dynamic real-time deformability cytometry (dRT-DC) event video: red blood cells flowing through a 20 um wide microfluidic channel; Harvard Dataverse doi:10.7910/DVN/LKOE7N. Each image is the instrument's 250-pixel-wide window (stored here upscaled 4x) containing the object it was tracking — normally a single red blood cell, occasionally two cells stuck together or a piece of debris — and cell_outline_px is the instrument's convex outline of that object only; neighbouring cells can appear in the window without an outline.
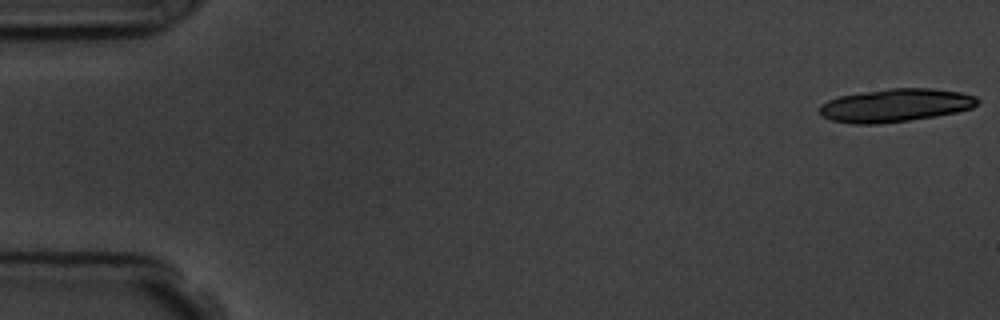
{"species": "common noctule bat (a hibernating species)", "species_latin": "Nyctalus noctula", "temperature_condition": "room temperature", "stored_images_in_passage": 20, "camera_frame_rate_fps": 3000, "um_per_image_px": 0.085, "animal": {"sex": "male", "body_mass_g": 19.5, "forearm_length_mm": 54.6}, "frame": {"image": 1, "passage_image": 1, "time_ms": 0.0, "image_size_px": [1000, 320], "cell_outline_px": [[980, 100], [972, 108], [956, 112], [936, 116], [908, 120], [876, 124], [852, 124], [832, 120], [824, 116], [820, 112], [820, 104], [828, 100], [840, 96], [888, 88], [932, 88], [960, 92], [976, 96]], "centroid_in_image_um": [76.13, 8.95], "position_along_channel_um": 8.9, "area_um2": 30.35}}